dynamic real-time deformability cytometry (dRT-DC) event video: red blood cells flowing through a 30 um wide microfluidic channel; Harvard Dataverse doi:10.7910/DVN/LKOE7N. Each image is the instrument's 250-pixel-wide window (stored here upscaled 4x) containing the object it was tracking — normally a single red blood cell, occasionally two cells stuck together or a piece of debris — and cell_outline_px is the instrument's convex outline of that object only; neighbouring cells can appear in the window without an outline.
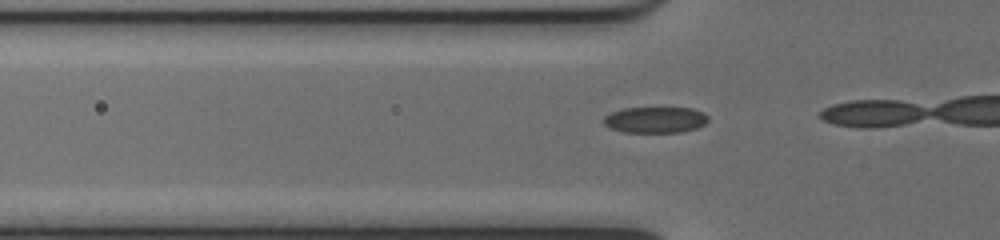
{"species": "common noctule bat (a hibernating species)", "species_latin": "Nyctalus noctula", "temperature_condition": "cold", "stored_images_in_passage": 16, "camera_frame_rate_fps": 3000, "um_per_image_px": 0.085, "animal": {"sex": "female", "body_mass_g": 17.0, "forearm_length_mm": 48.0}, "frame": {"image": 1, "passage_image": 13, "time_ms": 4.0, "image_size_px": [1000, 240], "cell_outline_px": [[708, 120], [704, 124], [696, 128], [680, 132], [624, 132], [612, 128], [604, 124], [604, 116], [612, 112], [624, 108], [692, 108], [704, 112], [708, 116]], "centroid_in_image_um": [55.72, 10.18], "position_along_channel_um": 70.1, "area_um2": 15.78}}